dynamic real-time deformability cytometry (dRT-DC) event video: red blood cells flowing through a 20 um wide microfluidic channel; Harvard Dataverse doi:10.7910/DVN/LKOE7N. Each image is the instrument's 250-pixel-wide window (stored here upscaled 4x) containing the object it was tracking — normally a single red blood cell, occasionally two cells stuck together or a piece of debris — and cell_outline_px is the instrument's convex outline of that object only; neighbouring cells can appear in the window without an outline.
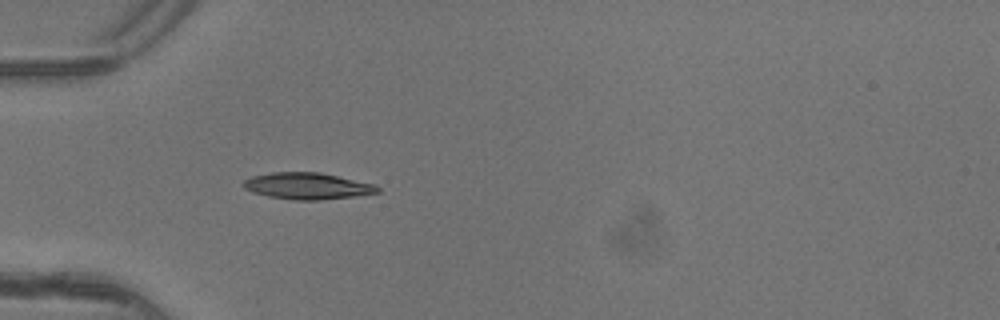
{"species": "common noctule bat (a hibernating species)", "species_latin": "Nyctalus noctula", "temperature_condition": "warm", "stored_images_in_passage": 4, "camera_frame_rate_fps": 3000, "um_per_image_px": 0.085, "animal": {"sex": "female"}, "frame": {"image": 1, "passage_image": 4, "time_ms": 1.0, "image_size_px": [1000, 320], "cell_outline_px": [[380, 192], [356, 196], [320, 200], [296, 200], [268, 196], [244, 188], [240, 184], [244, 180], [252, 176], [272, 172], [320, 172], [376, 184], [380, 188]], "centroid_in_image_um": [26.16, 15.8], "position_along_channel_um": 58.8, "area_um2": 20.81}}